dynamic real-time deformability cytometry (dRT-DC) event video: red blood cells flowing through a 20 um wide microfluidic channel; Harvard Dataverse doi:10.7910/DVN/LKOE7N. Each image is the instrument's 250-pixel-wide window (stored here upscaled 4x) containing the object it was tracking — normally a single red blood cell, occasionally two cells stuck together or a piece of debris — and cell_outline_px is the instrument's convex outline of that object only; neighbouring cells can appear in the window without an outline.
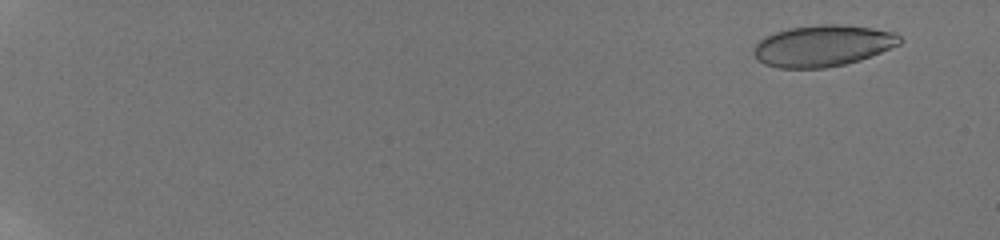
{"species": "human", "species_latin": "Homo sapiens", "temperature_condition": "room temperature", "stored_images_in_passage": 59, "camera_frame_rate_fps": 3000, "um_per_image_px": 0.085, "donor": {"sex": "male"}, "frame": {"image": 1, "passage_image": 5, "time_ms": 1.333, "image_size_px": [1000, 240], "cell_outline_px": [[904, 40], [900, 44], [860, 60], [844, 64], [824, 68], [780, 68], [764, 64], [756, 60], [752, 52], [752, 48], [760, 40], [776, 32], [788, 28], [820, 24], [840, 24], [872, 28], [896, 32]], "centroid_in_image_um": [69.93, 3.89], "position_along_channel_um": 15.1, "area_um2": 35.32}}
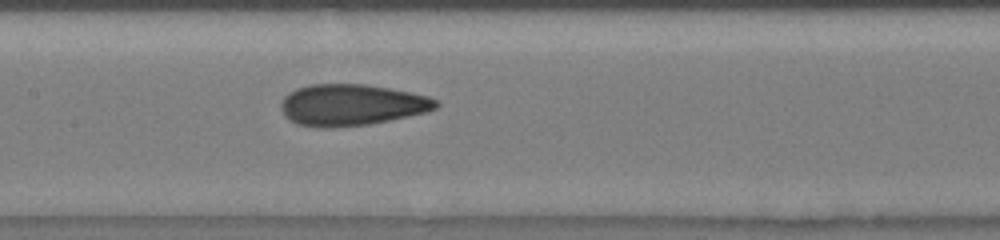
{"frame": {"image": 2, "passage_image": 34, "time_ms": 11.0, "image_size_px": [1000, 240], "cell_outline_px": [[440, 104], [436, 108], [428, 112], [368, 124], [324, 128], [320, 128], [296, 124], [284, 116], [280, 108], [280, 104], [284, 96], [288, 92], [296, 88], [312, 84], [364, 84], [412, 92], [428, 96], [436, 100]], "centroid_in_image_um": [29.85, 8.91], "position_along_channel_um": 177.5, "area_um2": 37.51}}
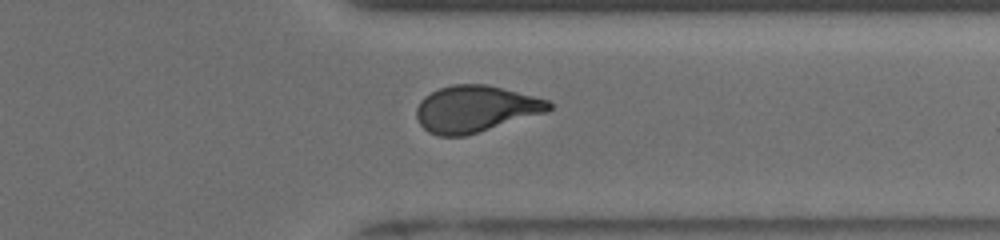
{"frame": {"image": 3, "passage_image": 49, "time_ms": 16.0, "image_size_px": [1000, 240], "cell_outline_px": [[552, 108], [548, 112], [464, 136], [440, 136], [428, 132], [420, 124], [416, 116], [416, 108], [420, 100], [424, 96], [440, 88], [452, 84], [488, 84], [548, 100], [552, 104]], "centroid_in_image_um": [40.4, 9.25], "position_along_channel_um": 371.0, "area_um2": 35.89}, "authors_computed_cell_mechanics": {"area_um2": 35.836, "velocity_mm_per_s": 3.8741, "shape_relaxation_time_tau1_ms": 7.5687, "shape_relaxation_time_tau2_ms": 1.1021, "deformation_change_tau1": 0.1955, "deformation_change_tau2": 0.0768}}